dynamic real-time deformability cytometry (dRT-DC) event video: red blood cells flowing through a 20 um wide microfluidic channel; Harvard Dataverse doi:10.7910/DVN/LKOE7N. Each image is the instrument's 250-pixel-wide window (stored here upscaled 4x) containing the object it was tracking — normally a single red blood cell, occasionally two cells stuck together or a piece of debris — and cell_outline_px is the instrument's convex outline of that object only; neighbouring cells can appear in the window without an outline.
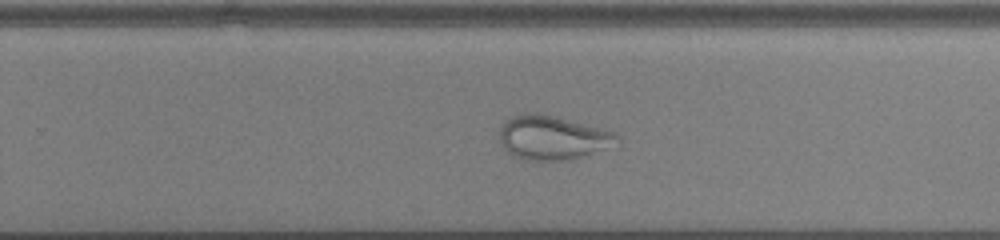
{"species": "common noctule bat (a hibernating species)", "species_latin": "Nyctalus noctula", "temperature_condition": "cold", "stored_images_in_passage": 47, "camera_frame_rate_fps": 3000, "um_per_image_px": 0.085, "animal": {"sex": "male", "body_mass_g": 13.0, "forearm_length_mm": 53.1}, "frame": {"image": 1, "passage_image": 27, "time_ms": 8.667, "image_size_px": [1000, 240], "cell_outline_px": [[620, 136], [588, 156], [576, 160], [524, 160], [508, 152], [504, 148], [500, 140], [500, 128], [512, 116], [524, 112], [536, 112], [556, 116], [616, 132]], "centroid_in_image_um": [46.91, 11.69], "position_along_channel_um": 282.9, "area_um2": 29.82}}